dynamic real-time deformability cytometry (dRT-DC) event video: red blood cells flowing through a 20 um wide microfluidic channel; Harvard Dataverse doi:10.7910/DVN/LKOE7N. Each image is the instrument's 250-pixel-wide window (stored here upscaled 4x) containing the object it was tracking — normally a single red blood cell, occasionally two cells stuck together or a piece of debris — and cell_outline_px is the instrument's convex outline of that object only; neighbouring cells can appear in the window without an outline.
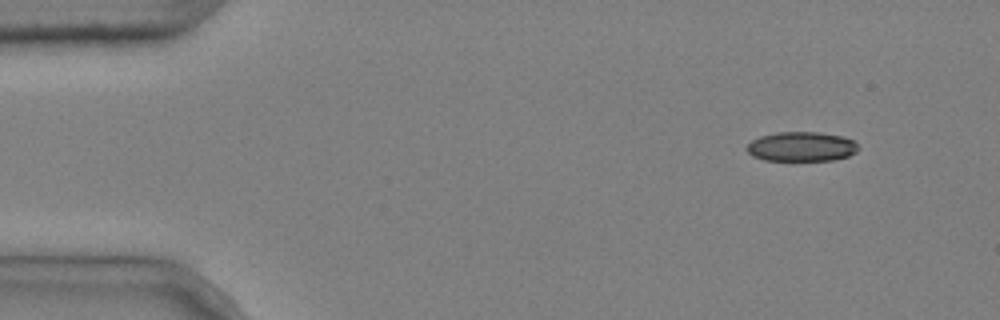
{"species": "common noctule bat (a hibernating species)", "species_latin": "Nyctalus noctula", "temperature_condition": "cold", "stored_images_in_passage": 4, "camera_frame_rate_fps": 3000, "um_per_image_px": 0.085, "animal": {"sex": "male", "body_mass_g": 20.4}, "frame": {"image": 1, "passage_image": 1, "time_ms": 0.0, "image_size_px": [1000, 320], "cell_outline_px": [[860, 148], [856, 152], [848, 156], [832, 160], [764, 160], [752, 156], [744, 148], [752, 140], [760, 136], [776, 132], [820, 132], [844, 136], [852, 140]], "centroid_in_image_um": [68.11, 12.45], "position_along_channel_um": 16.9, "area_um2": 19.31}}
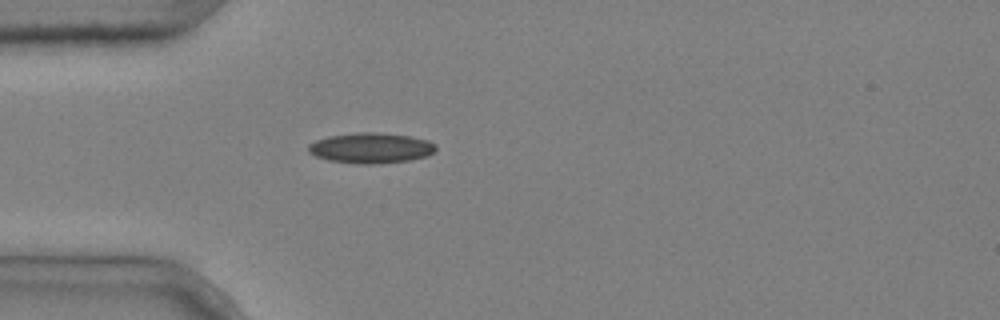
{"frame": {"image": 2, "passage_image": 4, "time_ms": 1.0, "image_size_px": [1000, 320], "cell_outline_px": [[436, 148], [428, 156], [408, 160], [380, 164], [356, 164], [328, 160], [316, 156], [308, 152], [308, 144], [316, 140], [328, 136], [356, 132], [380, 132], [412, 136], [428, 140], [436, 144]], "centroid_in_image_um": [31.53, 12.57], "position_along_channel_um": 53.5, "area_um2": 22.89}}